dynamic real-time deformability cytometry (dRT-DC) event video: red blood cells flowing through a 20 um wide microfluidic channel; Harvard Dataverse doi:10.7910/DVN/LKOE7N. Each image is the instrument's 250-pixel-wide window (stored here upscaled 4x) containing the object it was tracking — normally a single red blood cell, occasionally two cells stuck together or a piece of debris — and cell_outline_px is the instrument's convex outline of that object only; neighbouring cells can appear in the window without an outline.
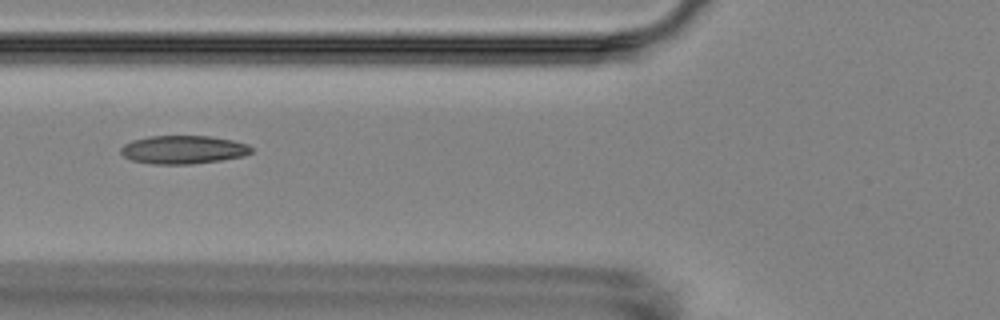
{"species": "Egyptian fruit bat (a non-hibernating species)", "species_latin": "Rousettus aegyptiacus", "temperature_condition": "room temperature", "stored_images_in_passage": 6, "camera_frame_rate_fps": 3000, "um_per_image_px": 0.085, "animal": {"sex": "female"}, "frame": {"image": 1, "passage_image": 5, "time_ms": 6.333, "image_size_px": [1000, 320], "cell_outline_px": [[252, 152], [244, 156], [220, 160], [192, 164], [152, 164], [132, 160], [124, 156], [120, 152], [120, 148], [124, 144], [132, 140], [148, 136], [208, 136], [232, 140], [248, 144], [252, 148]], "centroid_in_image_um": [15.56, 12.72], "position_along_channel_um": 110.2, "area_um2": 21.56}}